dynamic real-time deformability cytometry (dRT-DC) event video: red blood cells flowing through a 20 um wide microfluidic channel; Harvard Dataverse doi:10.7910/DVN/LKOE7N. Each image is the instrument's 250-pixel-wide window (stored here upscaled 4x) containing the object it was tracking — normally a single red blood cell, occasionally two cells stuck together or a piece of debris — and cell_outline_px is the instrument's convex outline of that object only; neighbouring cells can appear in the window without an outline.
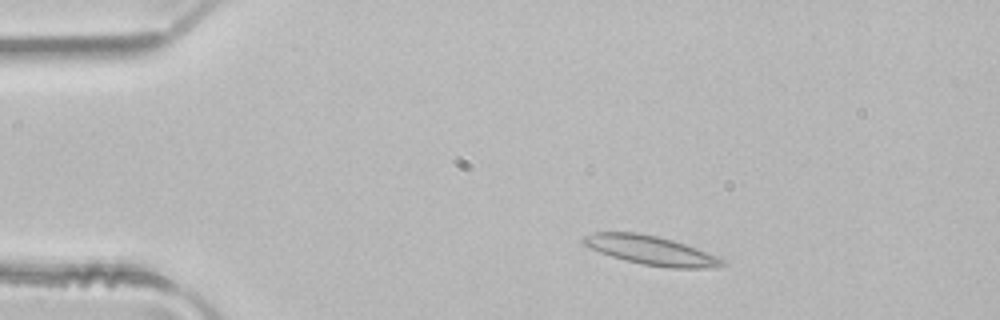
{"species": "common noctule bat (a hibernating species)", "species_latin": "Nyctalus noctula", "temperature_condition": "room temperature", "stored_images_in_passage": 2, "camera_frame_rate_fps": 3000, "um_per_image_px": 0.085, "animal": {"sex": "male", "body_mass_g": 21.5, "forearm_length_mm": 52.0}, "frame": {"image": 1, "passage_image": 1, "time_ms": 0.0, "image_size_px": [1000, 320], "cell_outline_px": [[728, 264], [720, 268], [672, 268], [644, 264], [612, 256], [600, 252], [584, 244], [580, 240], [584, 236], [592, 232], [636, 232], [656, 236], [672, 240], [696, 248], [716, 256], [724, 260]], "centroid_in_image_um": [55.36, 21.28], "position_along_channel_um": 29.6, "area_um2": 23.24}}